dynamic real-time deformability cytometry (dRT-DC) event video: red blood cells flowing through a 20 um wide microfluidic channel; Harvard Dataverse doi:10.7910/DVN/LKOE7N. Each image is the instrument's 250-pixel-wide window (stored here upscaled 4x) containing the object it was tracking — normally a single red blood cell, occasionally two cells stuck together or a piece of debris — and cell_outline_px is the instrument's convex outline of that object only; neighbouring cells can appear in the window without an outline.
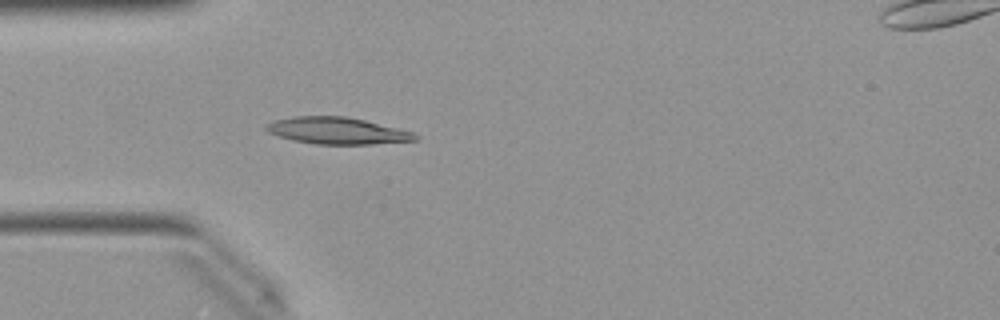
{"species": "Egyptian fruit bat (a non-hibernating species)", "species_latin": "Rousettus aegyptiacus", "temperature_condition": "warm", "stored_images_in_passage": 49, "camera_frame_rate_fps": 3000, "um_per_image_px": 0.085, "animal": {"sex": "female"}, "frame": {"image": 1, "passage_image": 13, "time_ms": 4.0, "image_size_px": [1000, 320], "cell_outline_px": [[420, 140], [372, 144], [316, 144], [292, 140], [268, 132], [264, 128], [264, 124], [272, 120], [292, 116], [344, 116], [364, 120], [400, 128], [412, 132], [420, 136]], "centroid_in_image_um": [28.66, 11.11], "position_along_channel_um": 56.3, "area_um2": 23.47}}
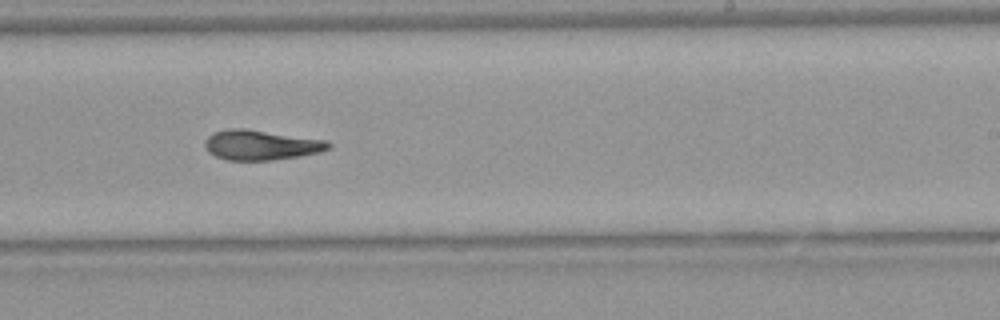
{"frame": {"image": 2, "passage_image": 29, "time_ms": 9.333, "image_size_px": [1000, 320], "cell_outline_px": [[332, 148], [320, 152], [300, 156], [272, 160], [228, 160], [216, 156], [208, 152], [204, 144], [204, 140], [212, 132], [228, 128], [244, 128], [328, 140], [332, 144]], "centroid_in_image_um": [22.2, 12.31], "position_along_channel_um": 266.8, "area_um2": 21.85}}
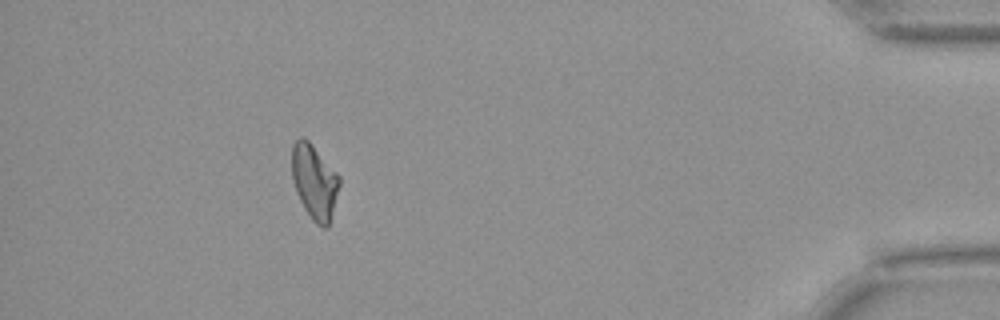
{"frame": {"image": 3, "passage_image": 44, "time_ms": 14.333, "image_size_px": [1000, 320], "cell_outline_px": [[340, 184], [328, 228], [324, 228], [316, 224], [312, 220], [304, 208], [296, 192], [292, 176], [292, 144], [300, 136], [304, 136], [308, 140], [340, 176]], "centroid_in_image_um": [26.72, 15.44], "position_along_channel_um": 408.5, "area_um2": 20.63}, "authors_computed_cell_mechanics": {"area_um2": 21.5016, "velocity_mm_per_s": 4.0277, "shape_relaxation_time_tau1_ms": null, "shape_relaxation_time_tau2_ms": 2.563, "deformation_change_tau1": null, "deformation_change_tau2": 0.095}}